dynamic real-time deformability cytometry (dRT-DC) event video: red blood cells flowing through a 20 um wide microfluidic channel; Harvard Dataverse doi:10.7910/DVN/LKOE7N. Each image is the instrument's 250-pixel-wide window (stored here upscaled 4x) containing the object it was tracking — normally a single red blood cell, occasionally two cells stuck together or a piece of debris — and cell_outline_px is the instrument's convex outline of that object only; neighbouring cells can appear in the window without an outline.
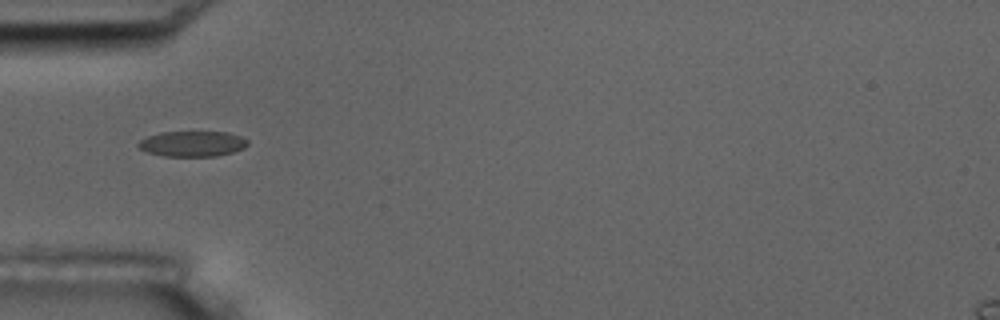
{"species": "common noctule bat (a hibernating species)", "species_latin": "Nyctalus noctula", "temperature_condition": "room temperature", "stored_images_in_passage": 10, "segment_of_instrument_passage": [2, 2], "camera_frame_rate_fps": 3000, "um_per_image_px": 0.085, "animal": {"sex": "male", "body_mass_g": 17.5, "forearm_length_mm": 52.3}, "frame": {"image": 1, "passage_image": 4, "time_ms": 3.667, "image_size_px": [1000, 320], "cell_outline_px": [[248, 144], [244, 148], [232, 152], [216, 156], [164, 156], [148, 152], [140, 148], [136, 144], [140, 140], [148, 136], [160, 132], [228, 132], [240, 136], [248, 140]], "centroid_in_image_um": [16.36, 12.21], "position_along_channel_um": 68.6, "area_um2": 16.18}}
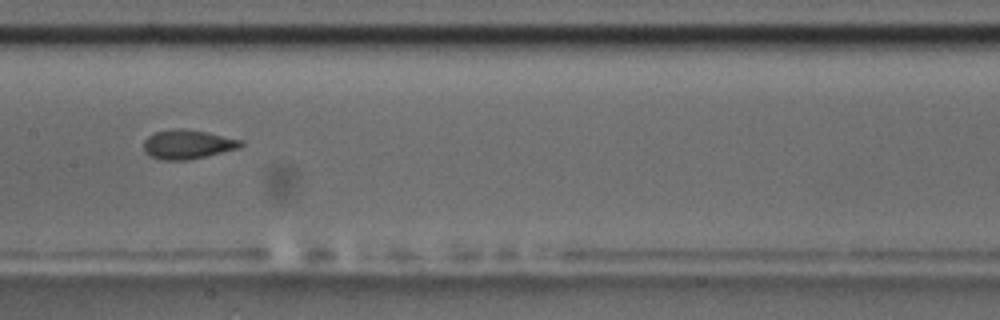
{"frame": {"image": 2, "passage_image": 7, "time_ms": 7.0, "image_size_px": [1000, 320], "cell_outline_px": [[244, 144], [240, 148], [188, 160], [164, 160], [148, 156], [144, 152], [144, 140], [148, 136], [156, 132], [172, 128], [184, 128], [208, 132], [244, 140]], "centroid_in_image_um": [15.96, 12.26], "position_along_channel_um": 191.4, "area_um2": 16.76}}